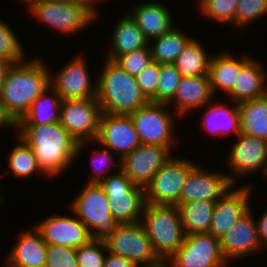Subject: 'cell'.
Masks as SVG:
<instances>
[{
    "label": "cell",
    "mask_w": 267,
    "mask_h": 267,
    "mask_svg": "<svg viewBox=\"0 0 267 267\" xmlns=\"http://www.w3.org/2000/svg\"><path fill=\"white\" fill-rule=\"evenodd\" d=\"M18 129L19 137L32 148L41 171L48 176L62 173L86 147V141L78 143L59 122Z\"/></svg>",
    "instance_id": "cell-1"
},
{
    "label": "cell",
    "mask_w": 267,
    "mask_h": 267,
    "mask_svg": "<svg viewBox=\"0 0 267 267\" xmlns=\"http://www.w3.org/2000/svg\"><path fill=\"white\" fill-rule=\"evenodd\" d=\"M40 59L10 64L0 100L19 121L31 104L50 86V72Z\"/></svg>",
    "instance_id": "cell-2"
},
{
    "label": "cell",
    "mask_w": 267,
    "mask_h": 267,
    "mask_svg": "<svg viewBox=\"0 0 267 267\" xmlns=\"http://www.w3.org/2000/svg\"><path fill=\"white\" fill-rule=\"evenodd\" d=\"M97 81V101L101 112L130 115L149 101L142 94L136 78L114 61L106 59Z\"/></svg>",
    "instance_id": "cell-3"
},
{
    "label": "cell",
    "mask_w": 267,
    "mask_h": 267,
    "mask_svg": "<svg viewBox=\"0 0 267 267\" xmlns=\"http://www.w3.org/2000/svg\"><path fill=\"white\" fill-rule=\"evenodd\" d=\"M141 223L147 232L154 251L164 263L179 249L185 240L186 234L177 205L145 203Z\"/></svg>",
    "instance_id": "cell-4"
},
{
    "label": "cell",
    "mask_w": 267,
    "mask_h": 267,
    "mask_svg": "<svg viewBox=\"0 0 267 267\" xmlns=\"http://www.w3.org/2000/svg\"><path fill=\"white\" fill-rule=\"evenodd\" d=\"M71 203V211L90 231L92 240H106L120 225L112 216L108 196L99 183L87 182Z\"/></svg>",
    "instance_id": "cell-5"
},
{
    "label": "cell",
    "mask_w": 267,
    "mask_h": 267,
    "mask_svg": "<svg viewBox=\"0 0 267 267\" xmlns=\"http://www.w3.org/2000/svg\"><path fill=\"white\" fill-rule=\"evenodd\" d=\"M107 251L133 261L137 266L152 267L166 265L156 254L141 222L120 224L104 240Z\"/></svg>",
    "instance_id": "cell-6"
},
{
    "label": "cell",
    "mask_w": 267,
    "mask_h": 267,
    "mask_svg": "<svg viewBox=\"0 0 267 267\" xmlns=\"http://www.w3.org/2000/svg\"><path fill=\"white\" fill-rule=\"evenodd\" d=\"M195 163L171 157L144 188L145 203L153 205H178L182 188Z\"/></svg>",
    "instance_id": "cell-7"
},
{
    "label": "cell",
    "mask_w": 267,
    "mask_h": 267,
    "mask_svg": "<svg viewBox=\"0 0 267 267\" xmlns=\"http://www.w3.org/2000/svg\"><path fill=\"white\" fill-rule=\"evenodd\" d=\"M28 9L34 17L64 34L82 30L97 16L86 5L72 1L49 3L36 0Z\"/></svg>",
    "instance_id": "cell-8"
},
{
    "label": "cell",
    "mask_w": 267,
    "mask_h": 267,
    "mask_svg": "<svg viewBox=\"0 0 267 267\" xmlns=\"http://www.w3.org/2000/svg\"><path fill=\"white\" fill-rule=\"evenodd\" d=\"M170 267H225L220 239L210 233L190 234L166 261Z\"/></svg>",
    "instance_id": "cell-9"
},
{
    "label": "cell",
    "mask_w": 267,
    "mask_h": 267,
    "mask_svg": "<svg viewBox=\"0 0 267 267\" xmlns=\"http://www.w3.org/2000/svg\"><path fill=\"white\" fill-rule=\"evenodd\" d=\"M101 115L97 98L62 100L59 123L79 143L95 141Z\"/></svg>",
    "instance_id": "cell-10"
},
{
    "label": "cell",
    "mask_w": 267,
    "mask_h": 267,
    "mask_svg": "<svg viewBox=\"0 0 267 267\" xmlns=\"http://www.w3.org/2000/svg\"><path fill=\"white\" fill-rule=\"evenodd\" d=\"M167 106L171 105L148 102L130 114L141 144L171 148L175 141L171 133L175 121L165 109Z\"/></svg>",
    "instance_id": "cell-11"
},
{
    "label": "cell",
    "mask_w": 267,
    "mask_h": 267,
    "mask_svg": "<svg viewBox=\"0 0 267 267\" xmlns=\"http://www.w3.org/2000/svg\"><path fill=\"white\" fill-rule=\"evenodd\" d=\"M171 148L140 144L120 159V170L137 186L145 188L155 173L172 157Z\"/></svg>",
    "instance_id": "cell-12"
},
{
    "label": "cell",
    "mask_w": 267,
    "mask_h": 267,
    "mask_svg": "<svg viewBox=\"0 0 267 267\" xmlns=\"http://www.w3.org/2000/svg\"><path fill=\"white\" fill-rule=\"evenodd\" d=\"M203 167L196 166L185 179L180 202L206 200L216 202L232 187L236 177L219 172H208Z\"/></svg>",
    "instance_id": "cell-13"
},
{
    "label": "cell",
    "mask_w": 267,
    "mask_h": 267,
    "mask_svg": "<svg viewBox=\"0 0 267 267\" xmlns=\"http://www.w3.org/2000/svg\"><path fill=\"white\" fill-rule=\"evenodd\" d=\"M96 142L119 153L121 159L141 144L130 115L101 112Z\"/></svg>",
    "instance_id": "cell-14"
},
{
    "label": "cell",
    "mask_w": 267,
    "mask_h": 267,
    "mask_svg": "<svg viewBox=\"0 0 267 267\" xmlns=\"http://www.w3.org/2000/svg\"><path fill=\"white\" fill-rule=\"evenodd\" d=\"M35 228L47 245L79 248L91 240L90 231L76 215L50 216Z\"/></svg>",
    "instance_id": "cell-15"
},
{
    "label": "cell",
    "mask_w": 267,
    "mask_h": 267,
    "mask_svg": "<svg viewBox=\"0 0 267 267\" xmlns=\"http://www.w3.org/2000/svg\"><path fill=\"white\" fill-rule=\"evenodd\" d=\"M77 57L60 69L56 78H50V86L62 100L97 97V84L92 85L83 57Z\"/></svg>",
    "instance_id": "cell-16"
},
{
    "label": "cell",
    "mask_w": 267,
    "mask_h": 267,
    "mask_svg": "<svg viewBox=\"0 0 267 267\" xmlns=\"http://www.w3.org/2000/svg\"><path fill=\"white\" fill-rule=\"evenodd\" d=\"M250 186L230 190L215 202L209 230L211 235L220 239L250 210Z\"/></svg>",
    "instance_id": "cell-17"
},
{
    "label": "cell",
    "mask_w": 267,
    "mask_h": 267,
    "mask_svg": "<svg viewBox=\"0 0 267 267\" xmlns=\"http://www.w3.org/2000/svg\"><path fill=\"white\" fill-rule=\"evenodd\" d=\"M250 209L220 238L221 251L227 261L241 259L260 250L257 222Z\"/></svg>",
    "instance_id": "cell-18"
},
{
    "label": "cell",
    "mask_w": 267,
    "mask_h": 267,
    "mask_svg": "<svg viewBox=\"0 0 267 267\" xmlns=\"http://www.w3.org/2000/svg\"><path fill=\"white\" fill-rule=\"evenodd\" d=\"M238 140L230 149L228 163L233 174L255 173L267 166V141L258 137L239 133Z\"/></svg>",
    "instance_id": "cell-19"
},
{
    "label": "cell",
    "mask_w": 267,
    "mask_h": 267,
    "mask_svg": "<svg viewBox=\"0 0 267 267\" xmlns=\"http://www.w3.org/2000/svg\"><path fill=\"white\" fill-rule=\"evenodd\" d=\"M18 239L8 256L7 267H45L47 244L40 232L28 229Z\"/></svg>",
    "instance_id": "cell-20"
},
{
    "label": "cell",
    "mask_w": 267,
    "mask_h": 267,
    "mask_svg": "<svg viewBox=\"0 0 267 267\" xmlns=\"http://www.w3.org/2000/svg\"><path fill=\"white\" fill-rule=\"evenodd\" d=\"M213 96L209 76H182L171 103L176 106V114L182 116L197 107L209 104Z\"/></svg>",
    "instance_id": "cell-21"
},
{
    "label": "cell",
    "mask_w": 267,
    "mask_h": 267,
    "mask_svg": "<svg viewBox=\"0 0 267 267\" xmlns=\"http://www.w3.org/2000/svg\"><path fill=\"white\" fill-rule=\"evenodd\" d=\"M129 15L148 41L166 34L174 27L170 11L159 2L138 4Z\"/></svg>",
    "instance_id": "cell-22"
},
{
    "label": "cell",
    "mask_w": 267,
    "mask_h": 267,
    "mask_svg": "<svg viewBox=\"0 0 267 267\" xmlns=\"http://www.w3.org/2000/svg\"><path fill=\"white\" fill-rule=\"evenodd\" d=\"M262 64L250 59L240 68L233 89L227 94L230 101L239 103L263 97L267 94L266 72Z\"/></svg>",
    "instance_id": "cell-23"
},
{
    "label": "cell",
    "mask_w": 267,
    "mask_h": 267,
    "mask_svg": "<svg viewBox=\"0 0 267 267\" xmlns=\"http://www.w3.org/2000/svg\"><path fill=\"white\" fill-rule=\"evenodd\" d=\"M112 38L113 47L106 58L111 61L151 44L129 14L116 23Z\"/></svg>",
    "instance_id": "cell-24"
},
{
    "label": "cell",
    "mask_w": 267,
    "mask_h": 267,
    "mask_svg": "<svg viewBox=\"0 0 267 267\" xmlns=\"http://www.w3.org/2000/svg\"><path fill=\"white\" fill-rule=\"evenodd\" d=\"M48 93L53 94V96H48ZM61 103L62 98L60 95L54 88L49 86L33 101L28 111L19 120L18 126H40L59 122Z\"/></svg>",
    "instance_id": "cell-25"
},
{
    "label": "cell",
    "mask_w": 267,
    "mask_h": 267,
    "mask_svg": "<svg viewBox=\"0 0 267 267\" xmlns=\"http://www.w3.org/2000/svg\"><path fill=\"white\" fill-rule=\"evenodd\" d=\"M249 57L237 59L228 53L211 57L208 76L213 95L219 88L227 94L233 89L240 68L250 59Z\"/></svg>",
    "instance_id": "cell-26"
},
{
    "label": "cell",
    "mask_w": 267,
    "mask_h": 267,
    "mask_svg": "<svg viewBox=\"0 0 267 267\" xmlns=\"http://www.w3.org/2000/svg\"><path fill=\"white\" fill-rule=\"evenodd\" d=\"M240 133L267 141V94L238 103Z\"/></svg>",
    "instance_id": "cell-27"
},
{
    "label": "cell",
    "mask_w": 267,
    "mask_h": 267,
    "mask_svg": "<svg viewBox=\"0 0 267 267\" xmlns=\"http://www.w3.org/2000/svg\"><path fill=\"white\" fill-rule=\"evenodd\" d=\"M177 206L186 236L209 233L215 202L198 200L180 202Z\"/></svg>",
    "instance_id": "cell-28"
},
{
    "label": "cell",
    "mask_w": 267,
    "mask_h": 267,
    "mask_svg": "<svg viewBox=\"0 0 267 267\" xmlns=\"http://www.w3.org/2000/svg\"><path fill=\"white\" fill-rule=\"evenodd\" d=\"M112 216L120 224H134L141 222L145 205L144 188L135 186L127 197L108 198Z\"/></svg>",
    "instance_id": "cell-29"
},
{
    "label": "cell",
    "mask_w": 267,
    "mask_h": 267,
    "mask_svg": "<svg viewBox=\"0 0 267 267\" xmlns=\"http://www.w3.org/2000/svg\"><path fill=\"white\" fill-rule=\"evenodd\" d=\"M180 29L173 27L166 34L151 39L154 45L149 44L153 62L159 64H172L193 39L184 34Z\"/></svg>",
    "instance_id": "cell-30"
},
{
    "label": "cell",
    "mask_w": 267,
    "mask_h": 267,
    "mask_svg": "<svg viewBox=\"0 0 267 267\" xmlns=\"http://www.w3.org/2000/svg\"><path fill=\"white\" fill-rule=\"evenodd\" d=\"M205 115L204 128L208 133L226 135L231 132L238 135L240 133V115L238 111V103L234 102L232 108L225 104L213 103Z\"/></svg>",
    "instance_id": "cell-31"
},
{
    "label": "cell",
    "mask_w": 267,
    "mask_h": 267,
    "mask_svg": "<svg viewBox=\"0 0 267 267\" xmlns=\"http://www.w3.org/2000/svg\"><path fill=\"white\" fill-rule=\"evenodd\" d=\"M211 57L204 51L201 42L193 38L173 64L181 76H208Z\"/></svg>",
    "instance_id": "cell-32"
},
{
    "label": "cell",
    "mask_w": 267,
    "mask_h": 267,
    "mask_svg": "<svg viewBox=\"0 0 267 267\" xmlns=\"http://www.w3.org/2000/svg\"><path fill=\"white\" fill-rule=\"evenodd\" d=\"M20 144L12 149L8 155L9 168L13 175L19 178H27L35 171L41 172L32 148L20 137Z\"/></svg>",
    "instance_id": "cell-33"
},
{
    "label": "cell",
    "mask_w": 267,
    "mask_h": 267,
    "mask_svg": "<svg viewBox=\"0 0 267 267\" xmlns=\"http://www.w3.org/2000/svg\"><path fill=\"white\" fill-rule=\"evenodd\" d=\"M3 20H0V59L9 64L22 63L24 51L14 31Z\"/></svg>",
    "instance_id": "cell-34"
},
{
    "label": "cell",
    "mask_w": 267,
    "mask_h": 267,
    "mask_svg": "<svg viewBox=\"0 0 267 267\" xmlns=\"http://www.w3.org/2000/svg\"><path fill=\"white\" fill-rule=\"evenodd\" d=\"M181 73L172 64H160L159 84L157 87V103L170 104L181 79Z\"/></svg>",
    "instance_id": "cell-35"
},
{
    "label": "cell",
    "mask_w": 267,
    "mask_h": 267,
    "mask_svg": "<svg viewBox=\"0 0 267 267\" xmlns=\"http://www.w3.org/2000/svg\"><path fill=\"white\" fill-rule=\"evenodd\" d=\"M238 0H199L200 9L205 16L220 23H234Z\"/></svg>",
    "instance_id": "cell-36"
},
{
    "label": "cell",
    "mask_w": 267,
    "mask_h": 267,
    "mask_svg": "<svg viewBox=\"0 0 267 267\" xmlns=\"http://www.w3.org/2000/svg\"><path fill=\"white\" fill-rule=\"evenodd\" d=\"M105 250L107 251L105 241L92 239L87 244L76 248L78 267H103Z\"/></svg>",
    "instance_id": "cell-37"
},
{
    "label": "cell",
    "mask_w": 267,
    "mask_h": 267,
    "mask_svg": "<svg viewBox=\"0 0 267 267\" xmlns=\"http://www.w3.org/2000/svg\"><path fill=\"white\" fill-rule=\"evenodd\" d=\"M131 76L136 77L153 62L149 45L143 49L133 51L118 57L114 61Z\"/></svg>",
    "instance_id": "cell-38"
},
{
    "label": "cell",
    "mask_w": 267,
    "mask_h": 267,
    "mask_svg": "<svg viewBox=\"0 0 267 267\" xmlns=\"http://www.w3.org/2000/svg\"><path fill=\"white\" fill-rule=\"evenodd\" d=\"M265 14H267V0H238L235 26L238 28L244 27Z\"/></svg>",
    "instance_id": "cell-39"
},
{
    "label": "cell",
    "mask_w": 267,
    "mask_h": 267,
    "mask_svg": "<svg viewBox=\"0 0 267 267\" xmlns=\"http://www.w3.org/2000/svg\"><path fill=\"white\" fill-rule=\"evenodd\" d=\"M160 64L152 62L136 78L142 94L149 102L157 103V87L159 84Z\"/></svg>",
    "instance_id": "cell-40"
},
{
    "label": "cell",
    "mask_w": 267,
    "mask_h": 267,
    "mask_svg": "<svg viewBox=\"0 0 267 267\" xmlns=\"http://www.w3.org/2000/svg\"><path fill=\"white\" fill-rule=\"evenodd\" d=\"M116 174L106 176L99 184L104 189L108 198L127 197L136 185L119 169Z\"/></svg>",
    "instance_id": "cell-41"
},
{
    "label": "cell",
    "mask_w": 267,
    "mask_h": 267,
    "mask_svg": "<svg viewBox=\"0 0 267 267\" xmlns=\"http://www.w3.org/2000/svg\"><path fill=\"white\" fill-rule=\"evenodd\" d=\"M45 267H78L76 248L47 245V261Z\"/></svg>",
    "instance_id": "cell-42"
},
{
    "label": "cell",
    "mask_w": 267,
    "mask_h": 267,
    "mask_svg": "<svg viewBox=\"0 0 267 267\" xmlns=\"http://www.w3.org/2000/svg\"><path fill=\"white\" fill-rule=\"evenodd\" d=\"M105 147L103 146V150H101V151H95V153H94V158H93V161H92V163H91V165H92V170L95 172L94 174H93V176H91V178L88 180V183H100L103 179H105L106 177V175L105 174H103L104 176H101L102 175V172H103V170L101 169H98L97 170V168H96V166L98 165L97 163H98V161L99 162H101L100 164H102V162H103V164H105V167L107 166L108 167V165H112V166H114V168H117V167H119V169H120V160H119V162L117 163H113L112 161H113V159H112V153H110V152H112L110 149H108V148H105ZM97 164V165H96ZM95 167V168H94ZM101 167V166H100ZM103 177V178H102Z\"/></svg>",
    "instance_id": "cell-43"
},
{
    "label": "cell",
    "mask_w": 267,
    "mask_h": 267,
    "mask_svg": "<svg viewBox=\"0 0 267 267\" xmlns=\"http://www.w3.org/2000/svg\"><path fill=\"white\" fill-rule=\"evenodd\" d=\"M106 255L103 267H140L137 266L133 261L127 260L126 258L110 253Z\"/></svg>",
    "instance_id": "cell-44"
},
{
    "label": "cell",
    "mask_w": 267,
    "mask_h": 267,
    "mask_svg": "<svg viewBox=\"0 0 267 267\" xmlns=\"http://www.w3.org/2000/svg\"><path fill=\"white\" fill-rule=\"evenodd\" d=\"M19 121L8 110V108L0 100V128L3 127H15L17 128Z\"/></svg>",
    "instance_id": "cell-45"
},
{
    "label": "cell",
    "mask_w": 267,
    "mask_h": 267,
    "mask_svg": "<svg viewBox=\"0 0 267 267\" xmlns=\"http://www.w3.org/2000/svg\"><path fill=\"white\" fill-rule=\"evenodd\" d=\"M262 217L257 221V231H258V239L261 245V249L263 245H267V211L261 215Z\"/></svg>",
    "instance_id": "cell-46"
},
{
    "label": "cell",
    "mask_w": 267,
    "mask_h": 267,
    "mask_svg": "<svg viewBox=\"0 0 267 267\" xmlns=\"http://www.w3.org/2000/svg\"><path fill=\"white\" fill-rule=\"evenodd\" d=\"M9 66L10 64L8 62L0 59V95L2 92L4 76Z\"/></svg>",
    "instance_id": "cell-47"
},
{
    "label": "cell",
    "mask_w": 267,
    "mask_h": 267,
    "mask_svg": "<svg viewBox=\"0 0 267 267\" xmlns=\"http://www.w3.org/2000/svg\"><path fill=\"white\" fill-rule=\"evenodd\" d=\"M68 1L77 2V3H81L83 5H86L96 14L95 3L100 1V0H68Z\"/></svg>",
    "instance_id": "cell-48"
},
{
    "label": "cell",
    "mask_w": 267,
    "mask_h": 267,
    "mask_svg": "<svg viewBox=\"0 0 267 267\" xmlns=\"http://www.w3.org/2000/svg\"><path fill=\"white\" fill-rule=\"evenodd\" d=\"M40 1L49 2V3H63V2H66L68 0H40Z\"/></svg>",
    "instance_id": "cell-49"
},
{
    "label": "cell",
    "mask_w": 267,
    "mask_h": 267,
    "mask_svg": "<svg viewBox=\"0 0 267 267\" xmlns=\"http://www.w3.org/2000/svg\"><path fill=\"white\" fill-rule=\"evenodd\" d=\"M21 1H25L26 3H28L27 6H30L33 2H35L36 0H21Z\"/></svg>",
    "instance_id": "cell-50"
},
{
    "label": "cell",
    "mask_w": 267,
    "mask_h": 267,
    "mask_svg": "<svg viewBox=\"0 0 267 267\" xmlns=\"http://www.w3.org/2000/svg\"><path fill=\"white\" fill-rule=\"evenodd\" d=\"M167 265L168 264H166V265H160V266H152V267H168ZM141 267H142V265H141Z\"/></svg>",
    "instance_id": "cell-51"
}]
</instances>
